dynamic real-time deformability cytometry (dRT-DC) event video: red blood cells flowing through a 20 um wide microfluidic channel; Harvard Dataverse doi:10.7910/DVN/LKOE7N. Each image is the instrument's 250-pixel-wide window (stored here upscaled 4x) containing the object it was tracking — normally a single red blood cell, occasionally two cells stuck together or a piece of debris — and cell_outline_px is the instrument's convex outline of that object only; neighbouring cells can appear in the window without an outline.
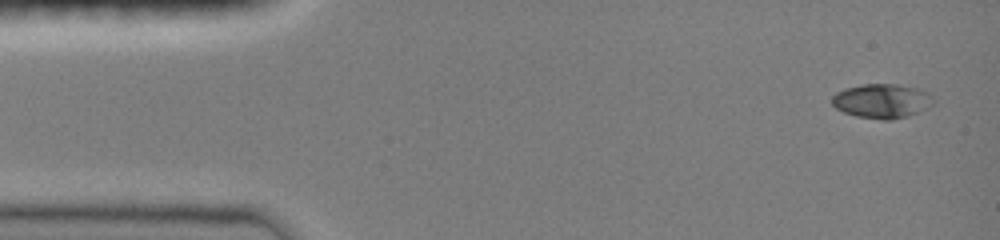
{"species": "common noctule bat (a hibernating species)", "species_latin": "Nyctalus noctula", "temperature_condition": "room temperature", "stored_images_in_passage": 8, "camera_frame_rate_fps": 3000, "um_per_image_px": 0.085, "animal": {"sex": "female", "body_mass_g": 19.0, "forearm_length_mm": 51.5}, "frame": {"image": 1, "passage_image": 1, "time_ms": 0.0, "image_size_px": [1000, 240], "cell_outline_px": [[936, 100], [928, 108], [920, 112], [908, 116], [892, 120], [884, 120], [856, 116], [844, 112], [836, 108], [832, 104], [832, 96], [836, 92], [844, 88], [860, 84], [896, 84], [920, 88], [928, 92]], "centroid_in_image_um": [74.99, 8.58], "position_along_channel_um": 10.0, "area_um2": 20.63}}
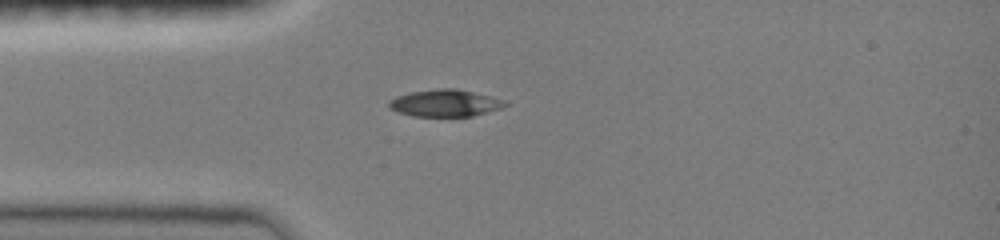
{"frame": {"image": 2, "passage_image": 6, "time_ms": 3.333, "image_size_px": [1000, 240], "cell_outline_px": [[508, 104], [500, 108], [472, 116], [412, 116], [396, 112], [388, 108], [388, 100], [396, 96], [412, 92], [440, 88], [456, 88], [492, 96], [508, 100]], "centroid_in_image_um": [37.82, 8.76], "position_along_channel_um": 47.2, "area_um2": 18.44}}
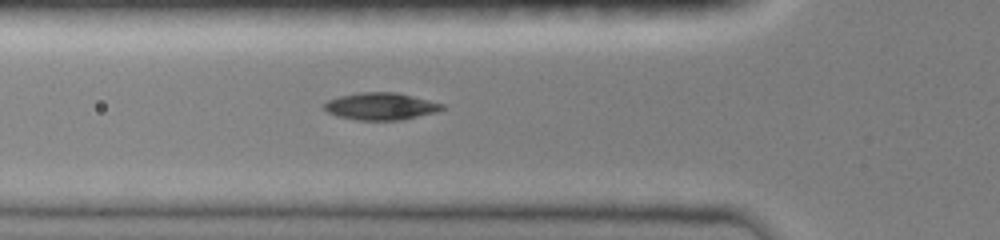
{"frame": {"image": 3, "passage_image": 8, "time_ms": 4.667, "image_size_px": [1000, 240], "cell_outline_px": [[444, 108], [436, 112], [400, 120], [356, 120], [336, 116], [328, 112], [324, 108], [324, 104], [328, 100], [340, 96], [360, 92], [396, 92], [444, 104]], "centroid_in_image_um": [32.34, 9.04], "position_along_channel_um": 93.5, "area_um2": 18.55}}